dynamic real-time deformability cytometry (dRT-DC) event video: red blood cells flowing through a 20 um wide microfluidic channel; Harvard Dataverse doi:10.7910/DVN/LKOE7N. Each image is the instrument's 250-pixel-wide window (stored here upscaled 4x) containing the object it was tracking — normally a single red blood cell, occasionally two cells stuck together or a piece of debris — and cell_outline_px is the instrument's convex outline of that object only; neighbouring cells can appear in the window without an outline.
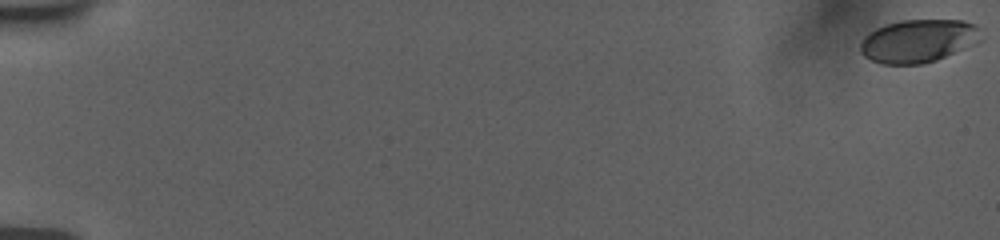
{"species": "human", "species_latin": "Homo sapiens", "temperature_condition": "room temperature", "stored_images_in_passage": 17, "camera_frame_rate_fps": 3000, "um_per_image_px": 0.085, "donor": {"sex": "female"}, "frame": {"image": 1, "passage_image": 1, "time_ms": 0.0, "image_size_px": [1000, 240], "cell_outline_px": [[984, 40], [976, 44], [936, 60], [920, 64], [880, 64], [864, 56], [860, 52], [860, 44], [864, 36], [868, 32], [876, 28], [888, 24], [904, 20], [964, 20], [976, 24], [980, 28]], "centroid_in_image_um": [78.1, 3.47], "position_along_channel_um": 6.9, "area_um2": 30.63}}
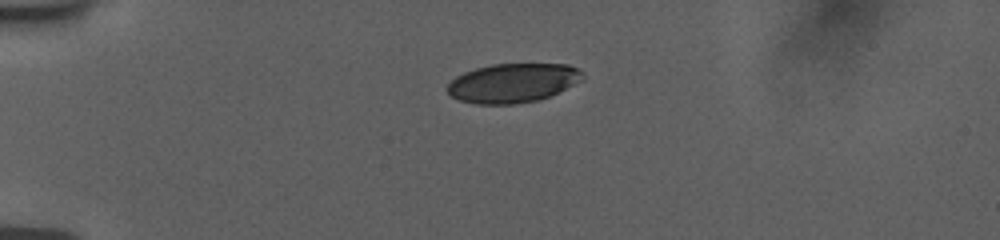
{"frame": {"image": 2, "passage_image": 12, "time_ms": 5.0, "image_size_px": [1000, 240], "cell_outline_px": [[584, 80], [540, 100], [512, 104], [476, 104], [460, 100], [452, 96], [448, 92], [448, 84], [456, 76], [464, 72], [476, 68], [492, 64], [568, 64], [580, 68], [584, 72]], "centroid_in_image_um": [43.64, 7.04], "position_along_channel_um": 41.4, "area_um2": 30.98}}
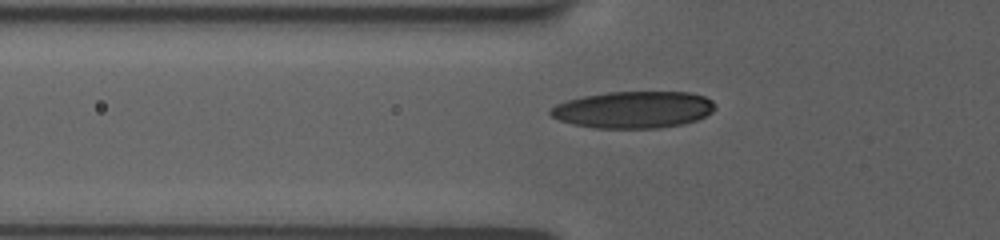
{"frame": {"image": 3, "passage_image": 17, "time_ms": 7.0, "image_size_px": [1000, 240], "cell_outline_px": [[716, 108], [712, 112], [696, 120], [684, 124], [660, 128], [592, 128], [572, 124], [560, 120], [552, 116], [548, 112], [548, 108], [556, 104], [568, 100], [584, 96], [608, 92], [688, 92], [704, 96], [712, 100], [716, 104]], "centroid_in_image_um": [53.84, 9.33], "position_along_channel_um": 72.0, "area_um2": 35.55}}